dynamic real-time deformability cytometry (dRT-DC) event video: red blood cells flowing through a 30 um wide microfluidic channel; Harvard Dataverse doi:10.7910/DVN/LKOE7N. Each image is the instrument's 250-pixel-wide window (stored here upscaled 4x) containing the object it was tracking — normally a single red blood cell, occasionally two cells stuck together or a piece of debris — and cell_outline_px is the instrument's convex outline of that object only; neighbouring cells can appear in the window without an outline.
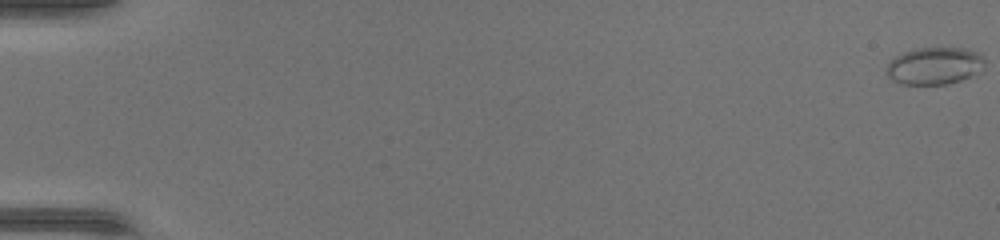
{"species": "common noctule bat (a hibernating species)", "species_latin": "Nyctalus noctula", "temperature_condition": "warm", "stored_images_in_passage": 48, "camera_frame_rate_fps": 3000, "um_per_image_px": 0.085, "animal": {"sex": "female", "body_mass_g": 17.0, "forearm_length_mm": 48.0}, "frame": {"image": 1, "passage_image": 1, "time_ms": 0.0, "image_size_px": [1000, 240], "cell_outline_px": [[984, 68], [980, 72], [960, 80], [948, 84], [900, 84], [892, 80], [884, 72], [888, 64], [896, 56], [904, 52], [920, 48], [964, 48], [976, 52], [984, 60]], "centroid_in_image_um": [79.41, 5.61], "position_along_channel_um": 5.6, "area_um2": 21.21}}
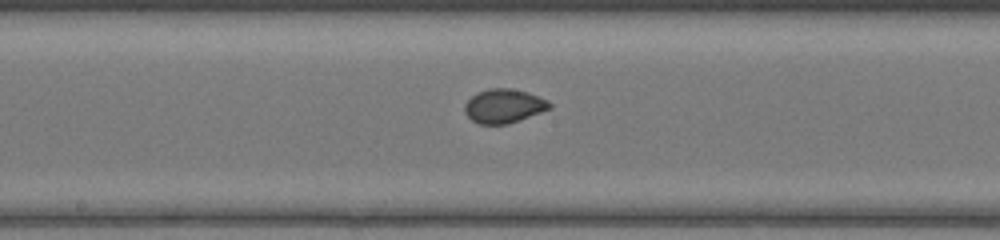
{"frame": {"image": 2, "passage_image": 27, "time_ms": 8.667, "image_size_px": [1000, 240], "cell_outline_px": [[552, 108], [508, 124], [480, 124], [472, 120], [464, 112], [464, 104], [472, 96], [480, 92], [492, 88], [508, 88], [524, 92], [548, 100], [552, 104]], "centroid_in_image_um": [42.82, 9.03], "position_along_channel_um": 205.4, "area_um2": 16.53}}
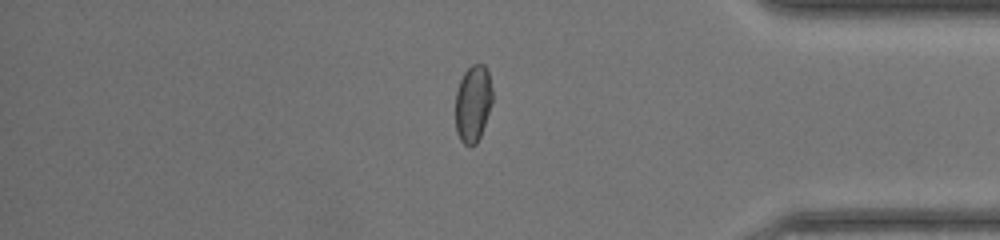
{"frame": {"image": 3, "passage_image": 41, "time_ms": 13.333, "image_size_px": [1000, 240], "cell_outline_px": [[492, 104], [480, 136], [476, 144], [472, 148], [464, 144], [460, 140], [456, 132], [456, 92], [460, 80], [464, 72], [472, 64], [484, 64], [488, 68], [492, 88]], "centroid_in_image_um": [40.21, 8.8], "position_along_channel_um": 395.0, "area_um2": 16.82}}